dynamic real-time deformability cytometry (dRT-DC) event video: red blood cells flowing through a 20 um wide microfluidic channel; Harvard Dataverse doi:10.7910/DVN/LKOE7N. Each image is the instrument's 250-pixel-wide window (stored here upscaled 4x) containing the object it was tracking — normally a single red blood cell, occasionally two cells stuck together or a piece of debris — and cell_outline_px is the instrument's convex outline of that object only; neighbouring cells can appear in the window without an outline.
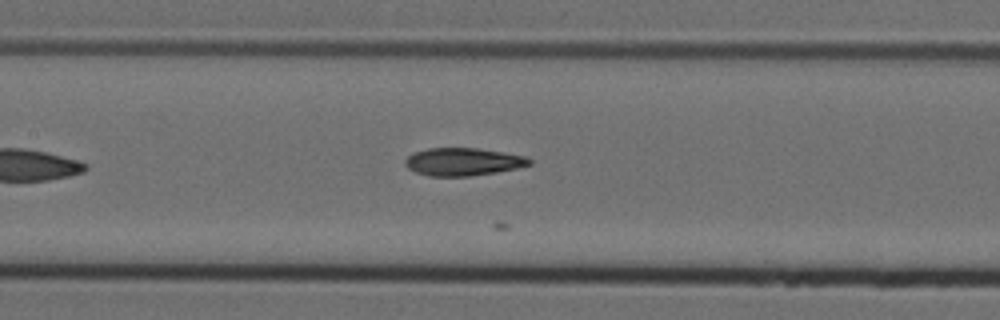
{"species": "Egyptian fruit bat (a non-hibernating species)", "species_latin": "Rousettus aegyptiacus", "temperature_condition": "cold", "stored_images_in_passage": 17, "camera_frame_rate_fps": 3000, "um_per_image_px": 0.085, "animal": {"sex": "female"}, "frame": {"image": 1, "passage_image": 11, "time_ms": 3.333, "image_size_px": [1000, 320], "cell_outline_px": [[532, 164], [516, 168], [496, 172], [468, 176], [428, 176], [416, 172], [408, 168], [404, 164], [404, 160], [412, 152], [428, 148], [476, 148], [524, 156], [532, 160]], "centroid_in_image_um": [39.31, 13.75], "position_along_channel_um": 168.1, "area_um2": 20.0}}